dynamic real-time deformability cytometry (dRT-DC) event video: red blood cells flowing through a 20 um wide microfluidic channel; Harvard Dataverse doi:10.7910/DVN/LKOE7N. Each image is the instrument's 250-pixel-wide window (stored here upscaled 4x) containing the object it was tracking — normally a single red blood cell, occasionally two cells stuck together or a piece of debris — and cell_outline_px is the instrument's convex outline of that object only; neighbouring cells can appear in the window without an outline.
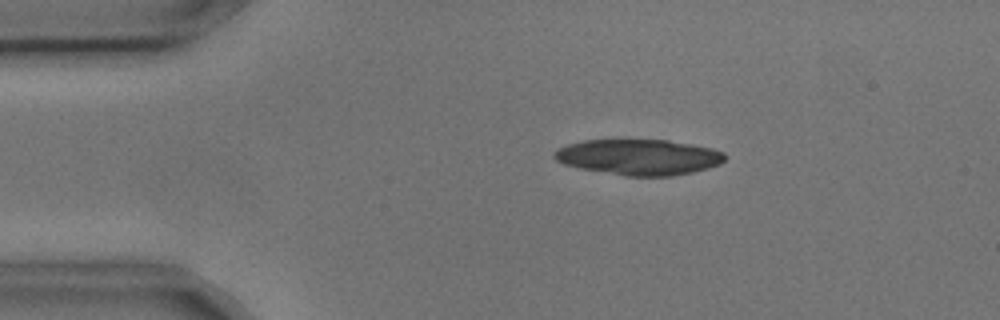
{"species": "common noctule bat (a hibernating species)", "species_latin": "Nyctalus noctula", "temperature_condition": "cold", "stored_images_in_passage": 4, "camera_frame_rate_fps": 3000, "um_per_image_px": 0.085, "animal": {"sex": "male", "body_mass_g": 17.9, "forearm_length_mm": 54.2}, "frame": {"image": 1, "passage_image": 3, "time_ms": 0.667, "image_size_px": [1000, 320], "cell_outline_px": [[724, 160], [720, 164], [708, 168], [692, 172], [672, 176], [624, 176], [580, 168], [564, 164], [556, 160], [552, 156], [556, 148], [568, 144], [584, 140], [624, 136], [668, 140], [712, 148], [724, 152]], "centroid_in_image_um": [54.24, 13.3], "position_along_channel_um": 30.8, "area_um2": 36.7}}